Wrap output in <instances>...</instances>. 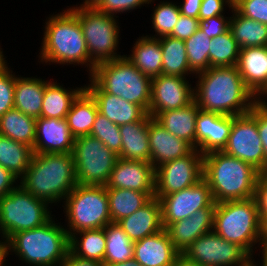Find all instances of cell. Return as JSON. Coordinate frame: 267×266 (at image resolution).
Segmentation results:
<instances>
[{
    "mask_svg": "<svg viewBox=\"0 0 267 266\" xmlns=\"http://www.w3.org/2000/svg\"><path fill=\"white\" fill-rule=\"evenodd\" d=\"M179 254L165 229L134 242V259L142 266H173Z\"/></svg>",
    "mask_w": 267,
    "mask_h": 266,
    "instance_id": "cb8c5ba5",
    "label": "cell"
},
{
    "mask_svg": "<svg viewBox=\"0 0 267 266\" xmlns=\"http://www.w3.org/2000/svg\"><path fill=\"white\" fill-rule=\"evenodd\" d=\"M199 29V19L180 15L178 22L170 36L180 40H186Z\"/></svg>",
    "mask_w": 267,
    "mask_h": 266,
    "instance_id": "7dc6e473",
    "label": "cell"
},
{
    "mask_svg": "<svg viewBox=\"0 0 267 266\" xmlns=\"http://www.w3.org/2000/svg\"><path fill=\"white\" fill-rule=\"evenodd\" d=\"M74 140L66 118H36L33 153H72Z\"/></svg>",
    "mask_w": 267,
    "mask_h": 266,
    "instance_id": "d6986e66",
    "label": "cell"
},
{
    "mask_svg": "<svg viewBox=\"0 0 267 266\" xmlns=\"http://www.w3.org/2000/svg\"><path fill=\"white\" fill-rule=\"evenodd\" d=\"M162 74L185 77L195 74L189 67L184 40L172 36L161 37Z\"/></svg>",
    "mask_w": 267,
    "mask_h": 266,
    "instance_id": "d590c367",
    "label": "cell"
},
{
    "mask_svg": "<svg viewBox=\"0 0 267 266\" xmlns=\"http://www.w3.org/2000/svg\"><path fill=\"white\" fill-rule=\"evenodd\" d=\"M260 215L255 197L216 203L213 231L242 247L253 259V247L260 245Z\"/></svg>",
    "mask_w": 267,
    "mask_h": 266,
    "instance_id": "8992f818",
    "label": "cell"
},
{
    "mask_svg": "<svg viewBox=\"0 0 267 266\" xmlns=\"http://www.w3.org/2000/svg\"><path fill=\"white\" fill-rule=\"evenodd\" d=\"M233 7L241 15L267 25V0H234Z\"/></svg>",
    "mask_w": 267,
    "mask_h": 266,
    "instance_id": "7bdbcfd3",
    "label": "cell"
},
{
    "mask_svg": "<svg viewBox=\"0 0 267 266\" xmlns=\"http://www.w3.org/2000/svg\"><path fill=\"white\" fill-rule=\"evenodd\" d=\"M106 188L155 192V169L149 162L118 158Z\"/></svg>",
    "mask_w": 267,
    "mask_h": 266,
    "instance_id": "ac0fdd59",
    "label": "cell"
},
{
    "mask_svg": "<svg viewBox=\"0 0 267 266\" xmlns=\"http://www.w3.org/2000/svg\"><path fill=\"white\" fill-rule=\"evenodd\" d=\"M98 113L93 96L84 88L71 104L66 120L74 138L90 135Z\"/></svg>",
    "mask_w": 267,
    "mask_h": 266,
    "instance_id": "f546056e",
    "label": "cell"
},
{
    "mask_svg": "<svg viewBox=\"0 0 267 266\" xmlns=\"http://www.w3.org/2000/svg\"><path fill=\"white\" fill-rule=\"evenodd\" d=\"M132 241L163 230L160 200L152 197L144 206L117 222Z\"/></svg>",
    "mask_w": 267,
    "mask_h": 266,
    "instance_id": "d4e9b609",
    "label": "cell"
},
{
    "mask_svg": "<svg viewBox=\"0 0 267 266\" xmlns=\"http://www.w3.org/2000/svg\"><path fill=\"white\" fill-rule=\"evenodd\" d=\"M72 156L77 183L91 186H106L119 158L99 139L90 135L75 138Z\"/></svg>",
    "mask_w": 267,
    "mask_h": 266,
    "instance_id": "8fae6325",
    "label": "cell"
},
{
    "mask_svg": "<svg viewBox=\"0 0 267 266\" xmlns=\"http://www.w3.org/2000/svg\"><path fill=\"white\" fill-rule=\"evenodd\" d=\"M89 82L84 87L96 101L98 112L116 125L137 122L147 114L141 106L104 92L92 79Z\"/></svg>",
    "mask_w": 267,
    "mask_h": 266,
    "instance_id": "44dd1931",
    "label": "cell"
},
{
    "mask_svg": "<svg viewBox=\"0 0 267 266\" xmlns=\"http://www.w3.org/2000/svg\"><path fill=\"white\" fill-rule=\"evenodd\" d=\"M2 48H0V72L5 71L8 68L7 62L4 58L3 51H1Z\"/></svg>",
    "mask_w": 267,
    "mask_h": 266,
    "instance_id": "94428289",
    "label": "cell"
},
{
    "mask_svg": "<svg viewBox=\"0 0 267 266\" xmlns=\"http://www.w3.org/2000/svg\"><path fill=\"white\" fill-rule=\"evenodd\" d=\"M181 254L200 266H251V256L242 247L214 231L197 238Z\"/></svg>",
    "mask_w": 267,
    "mask_h": 266,
    "instance_id": "4fadbf2b",
    "label": "cell"
},
{
    "mask_svg": "<svg viewBox=\"0 0 267 266\" xmlns=\"http://www.w3.org/2000/svg\"><path fill=\"white\" fill-rule=\"evenodd\" d=\"M255 200L259 214L267 213V177L263 175L256 184Z\"/></svg>",
    "mask_w": 267,
    "mask_h": 266,
    "instance_id": "f907efd6",
    "label": "cell"
},
{
    "mask_svg": "<svg viewBox=\"0 0 267 266\" xmlns=\"http://www.w3.org/2000/svg\"><path fill=\"white\" fill-rule=\"evenodd\" d=\"M104 266H142V265L138 263L134 258H132L121 263L104 264Z\"/></svg>",
    "mask_w": 267,
    "mask_h": 266,
    "instance_id": "6f0895ef",
    "label": "cell"
},
{
    "mask_svg": "<svg viewBox=\"0 0 267 266\" xmlns=\"http://www.w3.org/2000/svg\"><path fill=\"white\" fill-rule=\"evenodd\" d=\"M181 13L179 6L173 2H161L155 6L152 15V24L157 35L152 37H165L172 34L173 28L179 20Z\"/></svg>",
    "mask_w": 267,
    "mask_h": 266,
    "instance_id": "60d3db41",
    "label": "cell"
},
{
    "mask_svg": "<svg viewBox=\"0 0 267 266\" xmlns=\"http://www.w3.org/2000/svg\"><path fill=\"white\" fill-rule=\"evenodd\" d=\"M90 79L104 92L137 104L149 112L152 79L139 71L125 56L96 65Z\"/></svg>",
    "mask_w": 267,
    "mask_h": 266,
    "instance_id": "52a82bcc",
    "label": "cell"
},
{
    "mask_svg": "<svg viewBox=\"0 0 267 266\" xmlns=\"http://www.w3.org/2000/svg\"><path fill=\"white\" fill-rule=\"evenodd\" d=\"M153 0H103L97 7L101 12L107 15L115 16L117 13H125L126 11L134 10L138 6L141 7L144 4H151ZM115 14V15H114Z\"/></svg>",
    "mask_w": 267,
    "mask_h": 266,
    "instance_id": "f6af8a7d",
    "label": "cell"
},
{
    "mask_svg": "<svg viewBox=\"0 0 267 266\" xmlns=\"http://www.w3.org/2000/svg\"><path fill=\"white\" fill-rule=\"evenodd\" d=\"M58 224L51 217L42 226L13 234L6 241V256L14 252L32 266H62L69 252L70 237Z\"/></svg>",
    "mask_w": 267,
    "mask_h": 266,
    "instance_id": "5b68a950",
    "label": "cell"
},
{
    "mask_svg": "<svg viewBox=\"0 0 267 266\" xmlns=\"http://www.w3.org/2000/svg\"><path fill=\"white\" fill-rule=\"evenodd\" d=\"M103 0H85L79 7L83 8H97Z\"/></svg>",
    "mask_w": 267,
    "mask_h": 266,
    "instance_id": "680465c9",
    "label": "cell"
},
{
    "mask_svg": "<svg viewBox=\"0 0 267 266\" xmlns=\"http://www.w3.org/2000/svg\"><path fill=\"white\" fill-rule=\"evenodd\" d=\"M236 66L245 86L256 98H262L267 90V46L240 49Z\"/></svg>",
    "mask_w": 267,
    "mask_h": 266,
    "instance_id": "603a6c76",
    "label": "cell"
},
{
    "mask_svg": "<svg viewBox=\"0 0 267 266\" xmlns=\"http://www.w3.org/2000/svg\"><path fill=\"white\" fill-rule=\"evenodd\" d=\"M33 154L32 147L0 134V165L17 178L24 175Z\"/></svg>",
    "mask_w": 267,
    "mask_h": 266,
    "instance_id": "8d00e7d4",
    "label": "cell"
},
{
    "mask_svg": "<svg viewBox=\"0 0 267 266\" xmlns=\"http://www.w3.org/2000/svg\"><path fill=\"white\" fill-rule=\"evenodd\" d=\"M184 43L190 69L196 74L208 70L211 38L198 29L191 37L184 40Z\"/></svg>",
    "mask_w": 267,
    "mask_h": 266,
    "instance_id": "ab89813d",
    "label": "cell"
},
{
    "mask_svg": "<svg viewBox=\"0 0 267 266\" xmlns=\"http://www.w3.org/2000/svg\"><path fill=\"white\" fill-rule=\"evenodd\" d=\"M106 251L103 264L121 263L134 258V241L118 223L111 222L104 227Z\"/></svg>",
    "mask_w": 267,
    "mask_h": 266,
    "instance_id": "74e56055",
    "label": "cell"
},
{
    "mask_svg": "<svg viewBox=\"0 0 267 266\" xmlns=\"http://www.w3.org/2000/svg\"><path fill=\"white\" fill-rule=\"evenodd\" d=\"M260 215V249H267V213Z\"/></svg>",
    "mask_w": 267,
    "mask_h": 266,
    "instance_id": "11a10c76",
    "label": "cell"
},
{
    "mask_svg": "<svg viewBox=\"0 0 267 266\" xmlns=\"http://www.w3.org/2000/svg\"><path fill=\"white\" fill-rule=\"evenodd\" d=\"M76 235L80 236L81 239ZM69 251L79 258L103 263L106 251L104 228L73 233L69 240Z\"/></svg>",
    "mask_w": 267,
    "mask_h": 266,
    "instance_id": "1f68e13d",
    "label": "cell"
},
{
    "mask_svg": "<svg viewBox=\"0 0 267 266\" xmlns=\"http://www.w3.org/2000/svg\"><path fill=\"white\" fill-rule=\"evenodd\" d=\"M90 136L99 139L117 155L120 154L122 146L120 126L107 119L100 112L95 117Z\"/></svg>",
    "mask_w": 267,
    "mask_h": 266,
    "instance_id": "b9f144b4",
    "label": "cell"
},
{
    "mask_svg": "<svg viewBox=\"0 0 267 266\" xmlns=\"http://www.w3.org/2000/svg\"><path fill=\"white\" fill-rule=\"evenodd\" d=\"M7 68L0 72V117L8 110L14 108L15 74Z\"/></svg>",
    "mask_w": 267,
    "mask_h": 266,
    "instance_id": "ee69618b",
    "label": "cell"
},
{
    "mask_svg": "<svg viewBox=\"0 0 267 266\" xmlns=\"http://www.w3.org/2000/svg\"><path fill=\"white\" fill-rule=\"evenodd\" d=\"M173 266H200L194 261L187 259L184 255L179 254L174 261Z\"/></svg>",
    "mask_w": 267,
    "mask_h": 266,
    "instance_id": "9f6ffc18",
    "label": "cell"
},
{
    "mask_svg": "<svg viewBox=\"0 0 267 266\" xmlns=\"http://www.w3.org/2000/svg\"><path fill=\"white\" fill-rule=\"evenodd\" d=\"M197 75L194 101L200 110L238 116L249 113L258 100L245 86L237 66L210 67Z\"/></svg>",
    "mask_w": 267,
    "mask_h": 266,
    "instance_id": "6da1fadb",
    "label": "cell"
},
{
    "mask_svg": "<svg viewBox=\"0 0 267 266\" xmlns=\"http://www.w3.org/2000/svg\"><path fill=\"white\" fill-rule=\"evenodd\" d=\"M230 19L231 17L216 15L205 20H199V29L212 39L226 33L230 29Z\"/></svg>",
    "mask_w": 267,
    "mask_h": 266,
    "instance_id": "bcb514c9",
    "label": "cell"
},
{
    "mask_svg": "<svg viewBox=\"0 0 267 266\" xmlns=\"http://www.w3.org/2000/svg\"><path fill=\"white\" fill-rule=\"evenodd\" d=\"M240 48L230 29L211 39L209 50L210 67L236 66Z\"/></svg>",
    "mask_w": 267,
    "mask_h": 266,
    "instance_id": "f35d334b",
    "label": "cell"
},
{
    "mask_svg": "<svg viewBox=\"0 0 267 266\" xmlns=\"http://www.w3.org/2000/svg\"><path fill=\"white\" fill-rule=\"evenodd\" d=\"M155 197L160 200L163 228L191 216L199 209L216 207L211 189L203 178L181 191Z\"/></svg>",
    "mask_w": 267,
    "mask_h": 266,
    "instance_id": "9a60e30c",
    "label": "cell"
},
{
    "mask_svg": "<svg viewBox=\"0 0 267 266\" xmlns=\"http://www.w3.org/2000/svg\"><path fill=\"white\" fill-rule=\"evenodd\" d=\"M215 208L207 207L199 209L191 216L168 224L164 228L175 249L180 254L197 238L213 231Z\"/></svg>",
    "mask_w": 267,
    "mask_h": 266,
    "instance_id": "ffe728a7",
    "label": "cell"
},
{
    "mask_svg": "<svg viewBox=\"0 0 267 266\" xmlns=\"http://www.w3.org/2000/svg\"><path fill=\"white\" fill-rule=\"evenodd\" d=\"M152 118L147 113L137 122L120 125L122 146L119 158L151 163L148 128Z\"/></svg>",
    "mask_w": 267,
    "mask_h": 266,
    "instance_id": "484cf974",
    "label": "cell"
},
{
    "mask_svg": "<svg viewBox=\"0 0 267 266\" xmlns=\"http://www.w3.org/2000/svg\"><path fill=\"white\" fill-rule=\"evenodd\" d=\"M85 87L65 89L56 82H48L45 86L41 108V117L64 119L70 110L71 104Z\"/></svg>",
    "mask_w": 267,
    "mask_h": 266,
    "instance_id": "836d02e7",
    "label": "cell"
},
{
    "mask_svg": "<svg viewBox=\"0 0 267 266\" xmlns=\"http://www.w3.org/2000/svg\"><path fill=\"white\" fill-rule=\"evenodd\" d=\"M62 266H104V264L102 262L79 258L69 251Z\"/></svg>",
    "mask_w": 267,
    "mask_h": 266,
    "instance_id": "db71d44e",
    "label": "cell"
},
{
    "mask_svg": "<svg viewBox=\"0 0 267 266\" xmlns=\"http://www.w3.org/2000/svg\"><path fill=\"white\" fill-rule=\"evenodd\" d=\"M194 101V88L186 77L161 74L152 78L149 112L153 118L160 112L180 109Z\"/></svg>",
    "mask_w": 267,
    "mask_h": 266,
    "instance_id": "2e32d148",
    "label": "cell"
},
{
    "mask_svg": "<svg viewBox=\"0 0 267 266\" xmlns=\"http://www.w3.org/2000/svg\"><path fill=\"white\" fill-rule=\"evenodd\" d=\"M203 178V155L193 149L155 169V195H169L191 187Z\"/></svg>",
    "mask_w": 267,
    "mask_h": 266,
    "instance_id": "5bb4252c",
    "label": "cell"
},
{
    "mask_svg": "<svg viewBox=\"0 0 267 266\" xmlns=\"http://www.w3.org/2000/svg\"><path fill=\"white\" fill-rule=\"evenodd\" d=\"M256 125L267 159V102L256 101Z\"/></svg>",
    "mask_w": 267,
    "mask_h": 266,
    "instance_id": "681fc988",
    "label": "cell"
},
{
    "mask_svg": "<svg viewBox=\"0 0 267 266\" xmlns=\"http://www.w3.org/2000/svg\"><path fill=\"white\" fill-rule=\"evenodd\" d=\"M17 179L10 171L0 165V198L16 188L14 184L17 183Z\"/></svg>",
    "mask_w": 267,
    "mask_h": 266,
    "instance_id": "816d5d0a",
    "label": "cell"
},
{
    "mask_svg": "<svg viewBox=\"0 0 267 266\" xmlns=\"http://www.w3.org/2000/svg\"><path fill=\"white\" fill-rule=\"evenodd\" d=\"M6 242L0 241V266H5L3 263L6 261Z\"/></svg>",
    "mask_w": 267,
    "mask_h": 266,
    "instance_id": "91938a15",
    "label": "cell"
},
{
    "mask_svg": "<svg viewBox=\"0 0 267 266\" xmlns=\"http://www.w3.org/2000/svg\"><path fill=\"white\" fill-rule=\"evenodd\" d=\"M69 9L79 19L90 61L95 66L125 56L116 53L120 36L117 16L107 15L97 8L74 6Z\"/></svg>",
    "mask_w": 267,
    "mask_h": 266,
    "instance_id": "9c48e42d",
    "label": "cell"
},
{
    "mask_svg": "<svg viewBox=\"0 0 267 266\" xmlns=\"http://www.w3.org/2000/svg\"><path fill=\"white\" fill-rule=\"evenodd\" d=\"M264 95V96H263ZM265 96H267V90L262 94V97H265ZM266 98L267 97H265V98H258V100L261 102V103H266ZM265 99V100H264Z\"/></svg>",
    "mask_w": 267,
    "mask_h": 266,
    "instance_id": "be15d7a7",
    "label": "cell"
},
{
    "mask_svg": "<svg viewBox=\"0 0 267 266\" xmlns=\"http://www.w3.org/2000/svg\"><path fill=\"white\" fill-rule=\"evenodd\" d=\"M262 251H260V252H262V266H267V249H261ZM251 266H256L254 263H253V261H252V259H251Z\"/></svg>",
    "mask_w": 267,
    "mask_h": 266,
    "instance_id": "6125c7cd",
    "label": "cell"
},
{
    "mask_svg": "<svg viewBox=\"0 0 267 266\" xmlns=\"http://www.w3.org/2000/svg\"><path fill=\"white\" fill-rule=\"evenodd\" d=\"M0 134L34 147L36 118L12 108L0 117Z\"/></svg>",
    "mask_w": 267,
    "mask_h": 266,
    "instance_id": "e575fe53",
    "label": "cell"
},
{
    "mask_svg": "<svg viewBox=\"0 0 267 266\" xmlns=\"http://www.w3.org/2000/svg\"><path fill=\"white\" fill-rule=\"evenodd\" d=\"M262 176L253 165L223 151L203 155V179L215 203L255 197L256 184Z\"/></svg>",
    "mask_w": 267,
    "mask_h": 266,
    "instance_id": "3957f363",
    "label": "cell"
},
{
    "mask_svg": "<svg viewBox=\"0 0 267 266\" xmlns=\"http://www.w3.org/2000/svg\"><path fill=\"white\" fill-rule=\"evenodd\" d=\"M232 123L233 116L199 110L196 116V149L202 155L223 151Z\"/></svg>",
    "mask_w": 267,
    "mask_h": 266,
    "instance_id": "e0dca14e",
    "label": "cell"
},
{
    "mask_svg": "<svg viewBox=\"0 0 267 266\" xmlns=\"http://www.w3.org/2000/svg\"><path fill=\"white\" fill-rule=\"evenodd\" d=\"M130 55H125L139 71L151 79L162 74V50L157 37L141 36L133 45Z\"/></svg>",
    "mask_w": 267,
    "mask_h": 266,
    "instance_id": "f1b7e54d",
    "label": "cell"
},
{
    "mask_svg": "<svg viewBox=\"0 0 267 266\" xmlns=\"http://www.w3.org/2000/svg\"><path fill=\"white\" fill-rule=\"evenodd\" d=\"M226 4L229 8H233L234 0H202L199 11V20L222 15Z\"/></svg>",
    "mask_w": 267,
    "mask_h": 266,
    "instance_id": "c3c4849f",
    "label": "cell"
},
{
    "mask_svg": "<svg viewBox=\"0 0 267 266\" xmlns=\"http://www.w3.org/2000/svg\"><path fill=\"white\" fill-rule=\"evenodd\" d=\"M223 152L253 165L263 175L267 159L256 125V102L249 113L233 116L228 143Z\"/></svg>",
    "mask_w": 267,
    "mask_h": 266,
    "instance_id": "7c38bea8",
    "label": "cell"
},
{
    "mask_svg": "<svg viewBox=\"0 0 267 266\" xmlns=\"http://www.w3.org/2000/svg\"><path fill=\"white\" fill-rule=\"evenodd\" d=\"M49 80L17 77L14 88V108L33 118L41 117L45 86Z\"/></svg>",
    "mask_w": 267,
    "mask_h": 266,
    "instance_id": "83f0119b",
    "label": "cell"
},
{
    "mask_svg": "<svg viewBox=\"0 0 267 266\" xmlns=\"http://www.w3.org/2000/svg\"><path fill=\"white\" fill-rule=\"evenodd\" d=\"M19 180L25 191L48 205L64 200L78 184L72 153H34Z\"/></svg>",
    "mask_w": 267,
    "mask_h": 266,
    "instance_id": "7a4b0ae2",
    "label": "cell"
},
{
    "mask_svg": "<svg viewBox=\"0 0 267 266\" xmlns=\"http://www.w3.org/2000/svg\"><path fill=\"white\" fill-rule=\"evenodd\" d=\"M64 200L69 237L78 231L100 229L111 223L106 186L77 184Z\"/></svg>",
    "mask_w": 267,
    "mask_h": 266,
    "instance_id": "ba28073f",
    "label": "cell"
},
{
    "mask_svg": "<svg viewBox=\"0 0 267 266\" xmlns=\"http://www.w3.org/2000/svg\"><path fill=\"white\" fill-rule=\"evenodd\" d=\"M199 107L195 101L186 107L158 113L154 119L171 134L196 149V116Z\"/></svg>",
    "mask_w": 267,
    "mask_h": 266,
    "instance_id": "4316f807",
    "label": "cell"
},
{
    "mask_svg": "<svg viewBox=\"0 0 267 266\" xmlns=\"http://www.w3.org/2000/svg\"><path fill=\"white\" fill-rule=\"evenodd\" d=\"M230 31L239 48L267 46V25L241 15L234 7Z\"/></svg>",
    "mask_w": 267,
    "mask_h": 266,
    "instance_id": "d6a6232c",
    "label": "cell"
},
{
    "mask_svg": "<svg viewBox=\"0 0 267 266\" xmlns=\"http://www.w3.org/2000/svg\"><path fill=\"white\" fill-rule=\"evenodd\" d=\"M149 147L154 169L189 154L194 148L167 131L154 118L149 121Z\"/></svg>",
    "mask_w": 267,
    "mask_h": 266,
    "instance_id": "7402d4cb",
    "label": "cell"
},
{
    "mask_svg": "<svg viewBox=\"0 0 267 266\" xmlns=\"http://www.w3.org/2000/svg\"><path fill=\"white\" fill-rule=\"evenodd\" d=\"M42 41L41 62L59 64H82L89 67V74L95 65L90 61L86 40L78 17L65 9L60 14L48 17Z\"/></svg>",
    "mask_w": 267,
    "mask_h": 266,
    "instance_id": "277c9868",
    "label": "cell"
},
{
    "mask_svg": "<svg viewBox=\"0 0 267 266\" xmlns=\"http://www.w3.org/2000/svg\"><path fill=\"white\" fill-rule=\"evenodd\" d=\"M111 222L117 223L144 206L155 192H139L122 188H106Z\"/></svg>",
    "mask_w": 267,
    "mask_h": 266,
    "instance_id": "4dcf8cb0",
    "label": "cell"
},
{
    "mask_svg": "<svg viewBox=\"0 0 267 266\" xmlns=\"http://www.w3.org/2000/svg\"><path fill=\"white\" fill-rule=\"evenodd\" d=\"M49 205L17 185L0 198V234L7 241L13 234L45 224L52 216Z\"/></svg>",
    "mask_w": 267,
    "mask_h": 266,
    "instance_id": "30bf717a",
    "label": "cell"
},
{
    "mask_svg": "<svg viewBox=\"0 0 267 266\" xmlns=\"http://www.w3.org/2000/svg\"><path fill=\"white\" fill-rule=\"evenodd\" d=\"M202 0H184L183 4L178 5L181 15L199 19V11Z\"/></svg>",
    "mask_w": 267,
    "mask_h": 266,
    "instance_id": "f5cc1de1",
    "label": "cell"
}]
</instances>
